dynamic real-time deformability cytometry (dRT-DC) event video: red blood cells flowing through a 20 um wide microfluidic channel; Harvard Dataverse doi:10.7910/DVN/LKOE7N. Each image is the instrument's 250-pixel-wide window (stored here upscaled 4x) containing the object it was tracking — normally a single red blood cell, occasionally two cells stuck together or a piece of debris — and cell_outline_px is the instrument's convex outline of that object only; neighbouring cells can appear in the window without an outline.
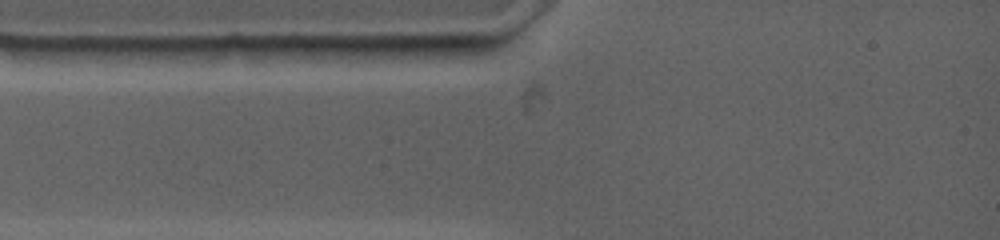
{"species": "common noctule bat (a hibernating species)", "species_latin": "Nyctalus noctula", "temperature_condition": "warm", "stored_images_in_passage": 4, "camera_frame_rate_fps": 4500, "um_per_image_px": 0.085, "animal": {"sex": "female", "body_mass_g": 19.0, "forearm_length_mm": 53.3}, "frame": {"image": 1, "passage_image": 4, "time_ms": 0.444, "image_size_px": [1000, 240], "cell_outline_px": [[428, 48], [400, 60], [300, 56], [288, 48], [296, 44], [396, 44]], "centroid_in_image_um": [30.34, 4.33], "position_along_channel_um": 54.7, "area_um2": 12.25}}